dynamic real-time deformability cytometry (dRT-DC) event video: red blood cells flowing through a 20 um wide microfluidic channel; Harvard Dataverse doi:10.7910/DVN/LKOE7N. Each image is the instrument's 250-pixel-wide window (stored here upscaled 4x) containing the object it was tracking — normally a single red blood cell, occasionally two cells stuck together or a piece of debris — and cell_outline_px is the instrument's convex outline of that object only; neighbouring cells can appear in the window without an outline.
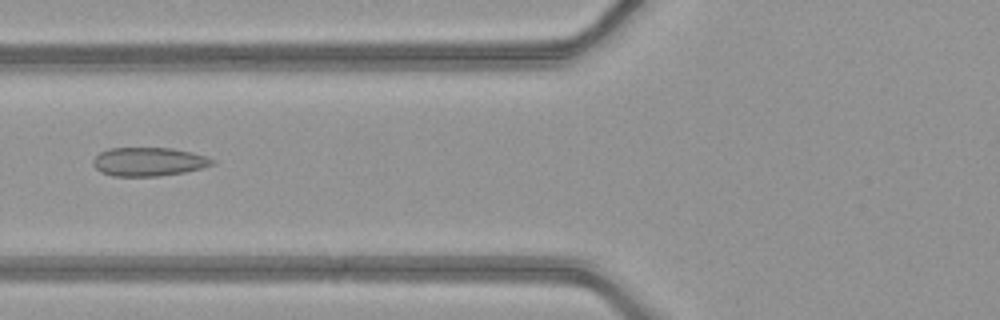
{"species": "common noctule bat (a hibernating species)", "species_latin": "Nyctalus noctula", "temperature_condition": "warm", "stored_images_in_passage": 50, "camera_frame_rate_fps": 3000, "um_per_image_px": 0.085, "animal": {"sex": "female", "body_mass_g": 21.9}, "frame": {"image": 1, "passage_image": 21, "time_ms": 6.667, "image_size_px": [1000, 320], "cell_outline_px": [[216, 164], [184, 172], [160, 176], [112, 176], [100, 172], [92, 164], [92, 160], [100, 152], [108, 148], [172, 148], [192, 152], [216, 160]], "centroid_in_image_um": [12.62, 13.74], "position_along_channel_um": 113.2, "area_um2": 20.0}}
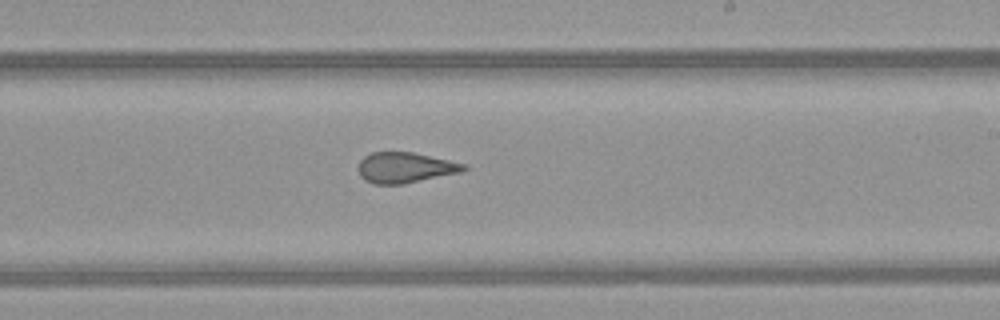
{"frame": {"image": 2, "passage_image": 31, "time_ms": 10.0, "image_size_px": [1000, 320], "cell_outline_px": [[468, 168], [460, 172], [404, 184], [376, 184], [364, 180], [360, 176], [360, 160], [364, 156], [372, 152], [412, 152], [468, 164]], "centroid_in_image_um": [34.46, 14.24], "position_along_channel_um": 254.5, "area_um2": 18.67}}
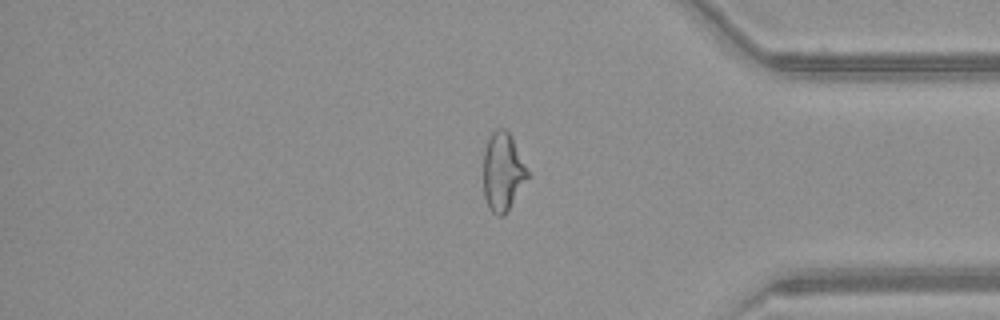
{"frame": {"image": 3, "passage_image": 42, "time_ms": 13.667, "image_size_px": [1000, 320], "cell_outline_px": [[528, 176], [508, 212], [504, 216], [496, 216], [488, 208], [484, 196], [484, 152], [488, 140], [492, 132], [496, 128], [504, 128], [512, 136], [528, 172]], "centroid_in_image_um": [42.72, 14.63], "position_along_channel_um": 392.5, "area_um2": 20.06}, "authors_computed_cell_mechanics": {"area_um2": 21.7039, "velocity_mm_per_s": 4.224, "shape_relaxation_time_tau1_ms": null, "shape_relaxation_time_tau2_ms": 1.3924, "deformation_change_tau1": null, "deformation_change_tau2": 0.0937}}